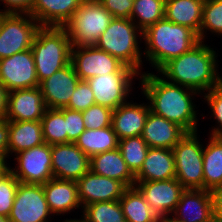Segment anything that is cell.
Returning <instances> with one entry per match:
<instances>
[{"label":"cell","mask_w":222,"mask_h":222,"mask_svg":"<svg viewBox=\"0 0 222 222\" xmlns=\"http://www.w3.org/2000/svg\"><path fill=\"white\" fill-rule=\"evenodd\" d=\"M140 78L141 90L150 101V111L179 125L187 133L197 132V111L191 97L199 92L152 73H142Z\"/></svg>","instance_id":"1"},{"label":"cell","mask_w":222,"mask_h":222,"mask_svg":"<svg viewBox=\"0 0 222 222\" xmlns=\"http://www.w3.org/2000/svg\"><path fill=\"white\" fill-rule=\"evenodd\" d=\"M199 41L186 53L165 63L158 73L167 81L191 88L199 93L208 92L222 82L217 72V54ZM219 74V75H218Z\"/></svg>","instance_id":"2"},{"label":"cell","mask_w":222,"mask_h":222,"mask_svg":"<svg viewBox=\"0 0 222 222\" xmlns=\"http://www.w3.org/2000/svg\"><path fill=\"white\" fill-rule=\"evenodd\" d=\"M142 39L147 45L143 53L157 71L165 63L186 53L200 41L192 29L165 18L143 31Z\"/></svg>","instance_id":"3"},{"label":"cell","mask_w":222,"mask_h":222,"mask_svg":"<svg viewBox=\"0 0 222 222\" xmlns=\"http://www.w3.org/2000/svg\"><path fill=\"white\" fill-rule=\"evenodd\" d=\"M71 48L63 27L41 26L37 30L31 50L39 83L70 63Z\"/></svg>","instance_id":"4"},{"label":"cell","mask_w":222,"mask_h":222,"mask_svg":"<svg viewBox=\"0 0 222 222\" xmlns=\"http://www.w3.org/2000/svg\"><path fill=\"white\" fill-rule=\"evenodd\" d=\"M139 33L143 36V32L131 19L113 18L95 47L118 58L139 73L142 65V53L137 38Z\"/></svg>","instance_id":"5"},{"label":"cell","mask_w":222,"mask_h":222,"mask_svg":"<svg viewBox=\"0 0 222 222\" xmlns=\"http://www.w3.org/2000/svg\"><path fill=\"white\" fill-rule=\"evenodd\" d=\"M113 18L99 0H83L62 27L66 30L72 47L95 46Z\"/></svg>","instance_id":"6"},{"label":"cell","mask_w":222,"mask_h":222,"mask_svg":"<svg viewBox=\"0 0 222 222\" xmlns=\"http://www.w3.org/2000/svg\"><path fill=\"white\" fill-rule=\"evenodd\" d=\"M197 132L186 133L172 148L175 160V178L185 189H204L203 150Z\"/></svg>","instance_id":"7"},{"label":"cell","mask_w":222,"mask_h":222,"mask_svg":"<svg viewBox=\"0 0 222 222\" xmlns=\"http://www.w3.org/2000/svg\"><path fill=\"white\" fill-rule=\"evenodd\" d=\"M41 26L27 13H5L0 27V59L31 49Z\"/></svg>","instance_id":"8"},{"label":"cell","mask_w":222,"mask_h":222,"mask_svg":"<svg viewBox=\"0 0 222 222\" xmlns=\"http://www.w3.org/2000/svg\"><path fill=\"white\" fill-rule=\"evenodd\" d=\"M139 74L130 66L124 65L116 73H107L88 79L87 82L93 91L95 104L115 110L126 103V98L132 88V80Z\"/></svg>","instance_id":"9"},{"label":"cell","mask_w":222,"mask_h":222,"mask_svg":"<svg viewBox=\"0 0 222 222\" xmlns=\"http://www.w3.org/2000/svg\"><path fill=\"white\" fill-rule=\"evenodd\" d=\"M17 155V156H16ZM18 165L14 169L8 166L11 173L21 183L45 184L54 178L52 171L51 145H42L23 150L15 154Z\"/></svg>","instance_id":"10"},{"label":"cell","mask_w":222,"mask_h":222,"mask_svg":"<svg viewBox=\"0 0 222 222\" xmlns=\"http://www.w3.org/2000/svg\"><path fill=\"white\" fill-rule=\"evenodd\" d=\"M49 210L43 185L19 182L8 216L11 222H48Z\"/></svg>","instance_id":"11"},{"label":"cell","mask_w":222,"mask_h":222,"mask_svg":"<svg viewBox=\"0 0 222 222\" xmlns=\"http://www.w3.org/2000/svg\"><path fill=\"white\" fill-rule=\"evenodd\" d=\"M71 64L80 80L118 72L125 64L95 46L71 48Z\"/></svg>","instance_id":"12"},{"label":"cell","mask_w":222,"mask_h":222,"mask_svg":"<svg viewBox=\"0 0 222 222\" xmlns=\"http://www.w3.org/2000/svg\"><path fill=\"white\" fill-rule=\"evenodd\" d=\"M0 82L8 92L39 87L31 49L0 59Z\"/></svg>","instance_id":"13"},{"label":"cell","mask_w":222,"mask_h":222,"mask_svg":"<svg viewBox=\"0 0 222 222\" xmlns=\"http://www.w3.org/2000/svg\"><path fill=\"white\" fill-rule=\"evenodd\" d=\"M135 186L143 194L155 214L160 216L173 213L185 188L176 179L158 181H135Z\"/></svg>","instance_id":"14"},{"label":"cell","mask_w":222,"mask_h":222,"mask_svg":"<svg viewBox=\"0 0 222 222\" xmlns=\"http://www.w3.org/2000/svg\"><path fill=\"white\" fill-rule=\"evenodd\" d=\"M54 178L78 181L90 170V158L75 143L51 145Z\"/></svg>","instance_id":"15"},{"label":"cell","mask_w":222,"mask_h":222,"mask_svg":"<svg viewBox=\"0 0 222 222\" xmlns=\"http://www.w3.org/2000/svg\"><path fill=\"white\" fill-rule=\"evenodd\" d=\"M71 62L39 83L46 107L51 109L65 108L79 83Z\"/></svg>","instance_id":"16"},{"label":"cell","mask_w":222,"mask_h":222,"mask_svg":"<svg viewBox=\"0 0 222 222\" xmlns=\"http://www.w3.org/2000/svg\"><path fill=\"white\" fill-rule=\"evenodd\" d=\"M77 185L82 208L94 202L119 200L127 188L122 182L94 174L91 170L77 181Z\"/></svg>","instance_id":"17"},{"label":"cell","mask_w":222,"mask_h":222,"mask_svg":"<svg viewBox=\"0 0 222 222\" xmlns=\"http://www.w3.org/2000/svg\"><path fill=\"white\" fill-rule=\"evenodd\" d=\"M47 107L39 87L18 89L8 94L6 121H39Z\"/></svg>","instance_id":"18"},{"label":"cell","mask_w":222,"mask_h":222,"mask_svg":"<svg viewBox=\"0 0 222 222\" xmlns=\"http://www.w3.org/2000/svg\"><path fill=\"white\" fill-rule=\"evenodd\" d=\"M173 215L182 222H213V191L185 189Z\"/></svg>","instance_id":"19"},{"label":"cell","mask_w":222,"mask_h":222,"mask_svg":"<svg viewBox=\"0 0 222 222\" xmlns=\"http://www.w3.org/2000/svg\"><path fill=\"white\" fill-rule=\"evenodd\" d=\"M186 133L179 125L150 111L141 136L150 148L172 149Z\"/></svg>","instance_id":"20"},{"label":"cell","mask_w":222,"mask_h":222,"mask_svg":"<svg viewBox=\"0 0 222 222\" xmlns=\"http://www.w3.org/2000/svg\"><path fill=\"white\" fill-rule=\"evenodd\" d=\"M149 104L123 103L113 110L112 127L119 140L142 135Z\"/></svg>","instance_id":"21"},{"label":"cell","mask_w":222,"mask_h":222,"mask_svg":"<svg viewBox=\"0 0 222 222\" xmlns=\"http://www.w3.org/2000/svg\"><path fill=\"white\" fill-rule=\"evenodd\" d=\"M83 0H34L30 15L40 26L62 27Z\"/></svg>","instance_id":"22"},{"label":"cell","mask_w":222,"mask_h":222,"mask_svg":"<svg viewBox=\"0 0 222 222\" xmlns=\"http://www.w3.org/2000/svg\"><path fill=\"white\" fill-rule=\"evenodd\" d=\"M43 189L52 214L61 215L81 206L76 181L52 178L43 184Z\"/></svg>","instance_id":"23"},{"label":"cell","mask_w":222,"mask_h":222,"mask_svg":"<svg viewBox=\"0 0 222 222\" xmlns=\"http://www.w3.org/2000/svg\"><path fill=\"white\" fill-rule=\"evenodd\" d=\"M90 170L97 175L135 186V175L130 171L119 148L96 154L90 158Z\"/></svg>","instance_id":"24"},{"label":"cell","mask_w":222,"mask_h":222,"mask_svg":"<svg viewBox=\"0 0 222 222\" xmlns=\"http://www.w3.org/2000/svg\"><path fill=\"white\" fill-rule=\"evenodd\" d=\"M175 160L172 149L149 148L135 181H158L175 178Z\"/></svg>","instance_id":"25"},{"label":"cell","mask_w":222,"mask_h":222,"mask_svg":"<svg viewBox=\"0 0 222 222\" xmlns=\"http://www.w3.org/2000/svg\"><path fill=\"white\" fill-rule=\"evenodd\" d=\"M7 154L21 152L45 143L39 121H8Z\"/></svg>","instance_id":"26"},{"label":"cell","mask_w":222,"mask_h":222,"mask_svg":"<svg viewBox=\"0 0 222 222\" xmlns=\"http://www.w3.org/2000/svg\"><path fill=\"white\" fill-rule=\"evenodd\" d=\"M203 5L201 0H165L164 18L192 29L199 37Z\"/></svg>","instance_id":"27"},{"label":"cell","mask_w":222,"mask_h":222,"mask_svg":"<svg viewBox=\"0 0 222 222\" xmlns=\"http://www.w3.org/2000/svg\"><path fill=\"white\" fill-rule=\"evenodd\" d=\"M203 150L204 189L222 190V139L210 136Z\"/></svg>","instance_id":"28"},{"label":"cell","mask_w":222,"mask_h":222,"mask_svg":"<svg viewBox=\"0 0 222 222\" xmlns=\"http://www.w3.org/2000/svg\"><path fill=\"white\" fill-rule=\"evenodd\" d=\"M75 144L91 158L96 154L117 149L119 139L113 127L109 126L102 129H85Z\"/></svg>","instance_id":"29"},{"label":"cell","mask_w":222,"mask_h":222,"mask_svg":"<svg viewBox=\"0 0 222 222\" xmlns=\"http://www.w3.org/2000/svg\"><path fill=\"white\" fill-rule=\"evenodd\" d=\"M126 222H158V216L136 187H127L119 199Z\"/></svg>","instance_id":"30"},{"label":"cell","mask_w":222,"mask_h":222,"mask_svg":"<svg viewBox=\"0 0 222 222\" xmlns=\"http://www.w3.org/2000/svg\"><path fill=\"white\" fill-rule=\"evenodd\" d=\"M165 0H134L130 19L143 32L149 26L164 19ZM137 18V20H136Z\"/></svg>","instance_id":"31"},{"label":"cell","mask_w":222,"mask_h":222,"mask_svg":"<svg viewBox=\"0 0 222 222\" xmlns=\"http://www.w3.org/2000/svg\"><path fill=\"white\" fill-rule=\"evenodd\" d=\"M41 123L45 143L49 145L68 143L64 108H47Z\"/></svg>","instance_id":"32"},{"label":"cell","mask_w":222,"mask_h":222,"mask_svg":"<svg viewBox=\"0 0 222 222\" xmlns=\"http://www.w3.org/2000/svg\"><path fill=\"white\" fill-rule=\"evenodd\" d=\"M118 148L128 168L136 175L142 168L150 147L140 135L119 140Z\"/></svg>","instance_id":"33"},{"label":"cell","mask_w":222,"mask_h":222,"mask_svg":"<svg viewBox=\"0 0 222 222\" xmlns=\"http://www.w3.org/2000/svg\"><path fill=\"white\" fill-rule=\"evenodd\" d=\"M83 209L87 222H126L119 200L94 202Z\"/></svg>","instance_id":"34"},{"label":"cell","mask_w":222,"mask_h":222,"mask_svg":"<svg viewBox=\"0 0 222 222\" xmlns=\"http://www.w3.org/2000/svg\"><path fill=\"white\" fill-rule=\"evenodd\" d=\"M206 30L222 35V0H207L204 2L198 37L200 41L205 39L204 32L206 33Z\"/></svg>","instance_id":"35"},{"label":"cell","mask_w":222,"mask_h":222,"mask_svg":"<svg viewBox=\"0 0 222 222\" xmlns=\"http://www.w3.org/2000/svg\"><path fill=\"white\" fill-rule=\"evenodd\" d=\"M19 180L8 167L0 170V215L8 217L13 206Z\"/></svg>","instance_id":"36"},{"label":"cell","mask_w":222,"mask_h":222,"mask_svg":"<svg viewBox=\"0 0 222 222\" xmlns=\"http://www.w3.org/2000/svg\"><path fill=\"white\" fill-rule=\"evenodd\" d=\"M112 114L113 110L99 104H93L82 111L86 129H102L112 126Z\"/></svg>","instance_id":"37"},{"label":"cell","mask_w":222,"mask_h":222,"mask_svg":"<svg viewBox=\"0 0 222 222\" xmlns=\"http://www.w3.org/2000/svg\"><path fill=\"white\" fill-rule=\"evenodd\" d=\"M93 104H95V99L90 85L87 81L80 80L65 108L82 112Z\"/></svg>","instance_id":"38"},{"label":"cell","mask_w":222,"mask_h":222,"mask_svg":"<svg viewBox=\"0 0 222 222\" xmlns=\"http://www.w3.org/2000/svg\"><path fill=\"white\" fill-rule=\"evenodd\" d=\"M204 94L205 101H207L214 118L219 123V126L212 130L210 136L222 139V82Z\"/></svg>","instance_id":"39"},{"label":"cell","mask_w":222,"mask_h":222,"mask_svg":"<svg viewBox=\"0 0 222 222\" xmlns=\"http://www.w3.org/2000/svg\"><path fill=\"white\" fill-rule=\"evenodd\" d=\"M64 118L66 120L68 143H75L86 129L82 112L64 108Z\"/></svg>","instance_id":"40"},{"label":"cell","mask_w":222,"mask_h":222,"mask_svg":"<svg viewBox=\"0 0 222 222\" xmlns=\"http://www.w3.org/2000/svg\"><path fill=\"white\" fill-rule=\"evenodd\" d=\"M114 18L131 17L134 0H99Z\"/></svg>","instance_id":"41"},{"label":"cell","mask_w":222,"mask_h":222,"mask_svg":"<svg viewBox=\"0 0 222 222\" xmlns=\"http://www.w3.org/2000/svg\"><path fill=\"white\" fill-rule=\"evenodd\" d=\"M6 6L5 13L30 14L34 0H0Z\"/></svg>","instance_id":"42"},{"label":"cell","mask_w":222,"mask_h":222,"mask_svg":"<svg viewBox=\"0 0 222 222\" xmlns=\"http://www.w3.org/2000/svg\"><path fill=\"white\" fill-rule=\"evenodd\" d=\"M8 136H9V129H8V121L5 119H0V165L3 168L8 167L6 163V158L9 156L7 154L8 150Z\"/></svg>","instance_id":"43"},{"label":"cell","mask_w":222,"mask_h":222,"mask_svg":"<svg viewBox=\"0 0 222 222\" xmlns=\"http://www.w3.org/2000/svg\"><path fill=\"white\" fill-rule=\"evenodd\" d=\"M213 222H222V190L213 192Z\"/></svg>","instance_id":"44"},{"label":"cell","mask_w":222,"mask_h":222,"mask_svg":"<svg viewBox=\"0 0 222 222\" xmlns=\"http://www.w3.org/2000/svg\"><path fill=\"white\" fill-rule=\"evenodd\" d=\"M9 92L5 86L0 82V119L6 118L7 103Z\"/></svg>","instance_id":"45"},{"label":"cell","mask_w":222,"mask_h":222,"mask_svg":"<svg viewBox=\"0 0 222 222\" xmlns=\"http://www.w3.org/2000/svg\"><path fill=\"white\" fill-rule=\"evenodd\" d=\"M169 215L160 216L158 218V222H182L181 220L177 219L176 217H168Z\"/></svg>","instance_id":"46"},{"label":"cell","mask_w":222,"mask_h":222,"mask_svg":"<svg viewBox=\"0 0 222 222\" xmlns=\"http://www.w3.org/2000/svg\"><path fill=\"white\" fill-rule=\"evenodd\" d=\"M63 222H87L86 220H85V218L83 217L81 220L79 219H67V220H65V221H63Z\"/></svg>","instance_id":"47"},{"label":"cell","mask_w":222,"mask_h":222,"mask_svg":"<svg viewBox=\"0 0 222 222\" xmlns=\"http://www.w3.org/2000/svg\"><path fill=\"white\" fill-rule=\"evenodd\" d=\"M0 222H11L8 217L0 215Z\"/></svg>","instance_id":"48"},{"label":"cell","mask_w":222,"mask_h":222,"mask_svg":"<svg viewBox=\"0 0 222 222\" xmlns=\"http://www.w3.org/2000/svg\"><path fill=\"white\" fill-rule=\"evenodd\" d=\"M1 24H2V10L0 11V27H1Z\"/></svg>","instance_id":"49"}]
</instances>
